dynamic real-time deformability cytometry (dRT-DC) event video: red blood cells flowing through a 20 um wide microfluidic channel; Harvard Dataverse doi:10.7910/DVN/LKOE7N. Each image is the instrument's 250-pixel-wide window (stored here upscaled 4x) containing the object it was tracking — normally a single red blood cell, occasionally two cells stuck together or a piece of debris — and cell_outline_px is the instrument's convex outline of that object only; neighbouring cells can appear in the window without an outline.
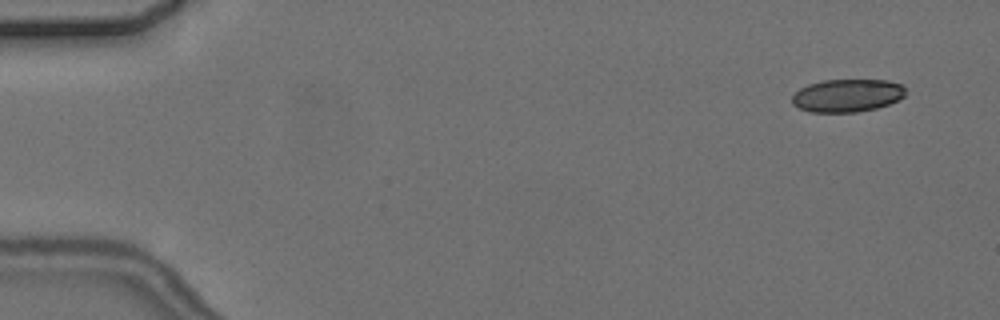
{"species": "common noctule bat (a hibernating species)", "species_latin": "Nyctalus noctula", "temperature_condition": "cold", "stored_images_in_passage": 5, "camera_frame_rate_fps": 3000, "um_per_image_px": 0.085, "animal": {"sex": "female", "body_mass_g": 24.6, "forearm_length_mm": 56.2}, "frame": {"image": 1, "passage_image": 1, "time_ms": 0.0, "image_size_px": [1000, 320], "cell_outline_px": [[904, 96], [900, 100], [876, 108], [856, 112], [808, 112], [792, 104], [792, 96], [800, 88], [808, 84], [824, 80], [888, 80], [904, 84]], "centroid_in_image_um": [72.02, 8.11], "position_along_channel_um": 13.0, "area_um2": 21.85}}